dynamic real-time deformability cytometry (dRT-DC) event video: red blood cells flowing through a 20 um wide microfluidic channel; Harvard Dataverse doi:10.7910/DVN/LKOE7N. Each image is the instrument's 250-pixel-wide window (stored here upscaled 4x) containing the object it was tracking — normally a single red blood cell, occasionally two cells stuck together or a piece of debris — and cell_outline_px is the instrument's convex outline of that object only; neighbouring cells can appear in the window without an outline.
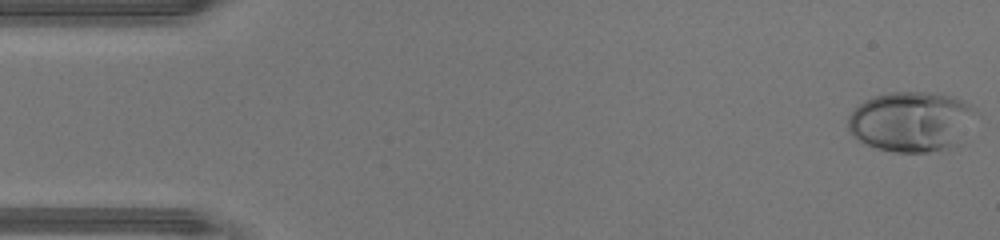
{"species": "human", "species_latin": "Homo sapiens", "temperature_condition": "warm", "stored_images_in_passage": 35, "camera_frame_rate_fps": 3000, "um_per_image_px": 0.085, "donor": {"sex": "male"}, "frame": {"image": 1, "passage_image": 1, "time_ms": 0.0, "image_size_px": [1000, 240], "cell_outline_px": [[980, 112], [956, 144], [948, 148], [928, 152], [896, 152], [876, 148], [856, 140], [848, 132], [848, 116], [864, 100], [872, 96], [892, 92], [940, 92], [956, 96], [972, 104]], "centroid_in_image_um": [77.48, 10.3], "position_along_channel_um": 7.5, "area_um2": 45.49}}
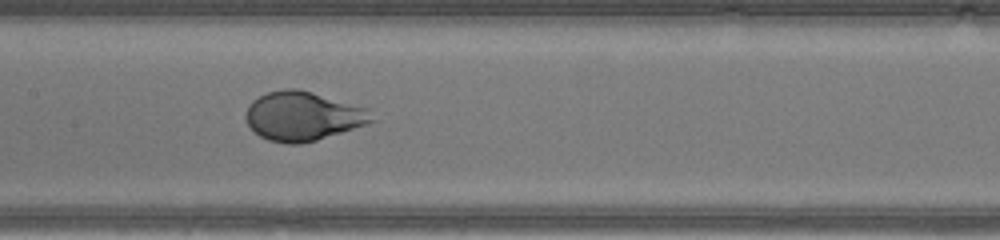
{"frame": {"image": 2, "passage_image": 22, "time_ms": 7.0, "image_size_px": [1000, 240], "cell_outline_px": [[376, 120], [368, 124], [316, 140], [300, 144], [288, 144], [268, 140], [260, 136], [248, 124], [244, 116], [248, 104], [252, 100], [268, 92], [284, 88], [296, 88], [312, 92], [368, 108]], "centroid_in_image_um": [25.74, 9.87], "position_along_channel_um": 181.7, "area_um2": 36.07}}
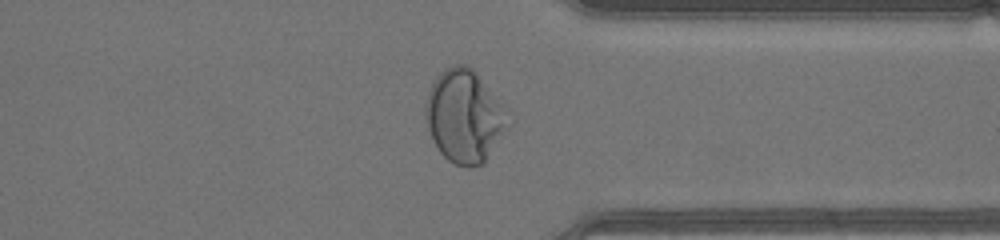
{"frame": {"image": 3, "passage_image": 35, "time_ms": 11.333, "image_size_px": [1000, 240], "cell_outline_px": [[504, 108], [500, 132], [484, 160], [480, 164], [472, 168], [464, 168], [448, 160], [440, 152], [432, 140], [428, 128], [424, 112], [424, 104], [428, 92], [436, 76], [444, 68], [452, 64], [468, 64], [476, 72]], "centroid_in_image_um": [39.32, 9.83], "position_along_channel_um": 372.1, "area_um2": 42.89}, "authors_computed_cell_mechanics": {"area_um2": 38.437, "velocity_mm_per_s": 4.4953, "shape_relaxation_time_tau1_ms": 3.0999, "shape_relaxation_time_tau2_ms": null, "deformation_change_tau1": 0.2326, "deformation_change_tau2": null}}